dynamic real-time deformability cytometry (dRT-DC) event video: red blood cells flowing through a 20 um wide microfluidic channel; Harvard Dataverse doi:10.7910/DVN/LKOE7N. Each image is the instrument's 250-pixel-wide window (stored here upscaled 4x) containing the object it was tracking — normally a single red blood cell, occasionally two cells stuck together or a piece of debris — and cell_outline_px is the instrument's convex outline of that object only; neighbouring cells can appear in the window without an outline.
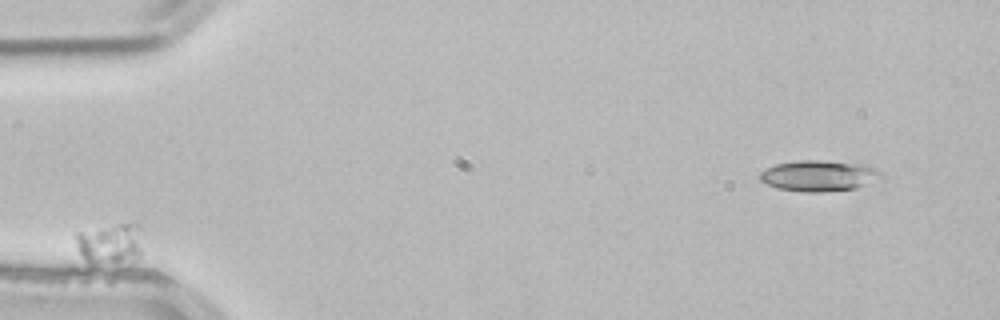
{"species": "common noctule bat (a hibernating species)", "species_latin": "Nyctalus noctula", "temperature_condition": "room temperature", "stored_images_in_passage": 1, "camera_frame_rate_fps": 3000, "um_per_image_px": 0.085, "animal": {"sex": "male", "body_mass_g": 21.5, "forearm_length_mm": 52.0}, "frame": {"image": 1, "passage_image": 1, "time_ms": 0.0, "image_size_px": [1000, 320], "cell_outline_px": [[144, 232], [140, 256], [136, 260], [88, 260], [76, 248], [76, 232], [136, 220]], "centroid_in_image_um": [9.48, 20.58], "position_along_channel_um": 75.5, "area_um2": 15.66}}